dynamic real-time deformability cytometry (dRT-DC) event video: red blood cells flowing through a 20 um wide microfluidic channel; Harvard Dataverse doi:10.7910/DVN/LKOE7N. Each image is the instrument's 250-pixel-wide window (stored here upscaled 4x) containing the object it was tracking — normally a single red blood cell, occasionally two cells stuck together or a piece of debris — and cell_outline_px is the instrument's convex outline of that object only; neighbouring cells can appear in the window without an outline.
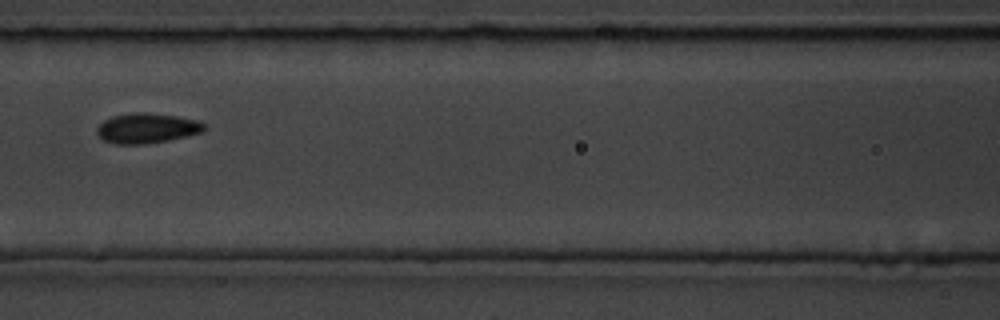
{"species": "common noctule bat (a hibernating species)", "species_latin": "Nyctalus noctula", "temperature_condition": "room temperature", "stored_images_in_passage": 4, "camera_frame_rate_fps": 3000, "um_per_image_px": 0.085, "animal": {"sex": "male", "body_mass_g": 19.5, "forearm_length_mm": 54.6}, "frame": {"image": 1, "passage_image": 4, "time_ms": 3.333, "image_size_px": [1000, 320], "cell_outline_px": [[208, 128], [204, 132], [188, 136], [168, 140], [144, 144], [112, 144], [104, 140], [96, 132], [96, 128], [104, 120], [112, 116], [132, 112], [144, 112], [176, 116], [200, 120]], "centroid_in_image_um": [12.52, 10.89], "position_along_channel_um": 154.1, "area_um2": 19.02}}